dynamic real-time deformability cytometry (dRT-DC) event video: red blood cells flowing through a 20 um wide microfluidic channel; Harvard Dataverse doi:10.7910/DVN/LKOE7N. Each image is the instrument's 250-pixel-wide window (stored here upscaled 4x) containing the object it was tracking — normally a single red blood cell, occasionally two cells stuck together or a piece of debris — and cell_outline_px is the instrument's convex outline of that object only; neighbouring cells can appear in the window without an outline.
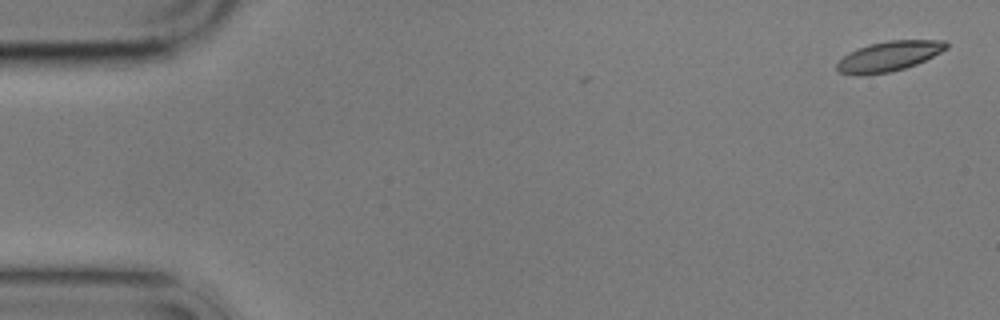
{"species": "common noctule bat (a hibernating species)", "species_latin": "Nyctalus noctula", "temperature_condition": "cold", "stored_images_in_passage": 5, "camera_frame_rate_fps": 3000, "um_per_image_px": 0.085, "animal": {"sex": "male", "body_mass_g": 17.9}, "frame": {"image": 1, "passage_image": 1, "time_ms": 0.0, "image_size_px": [1000, 320], "cell_outline_px": [[948, 48], [916, 64], [904, 68], [888, 72], [860, 76], [840, 72], [836, 68], [836, 64], [848, 52], [856, 48], [868, 44], [888, 40], [944, 40], [948, 44]], "centroid_in_image_um": [75.53, 4.77], "position_along_channel_um": 9.5, "area_um2": 19.07}}
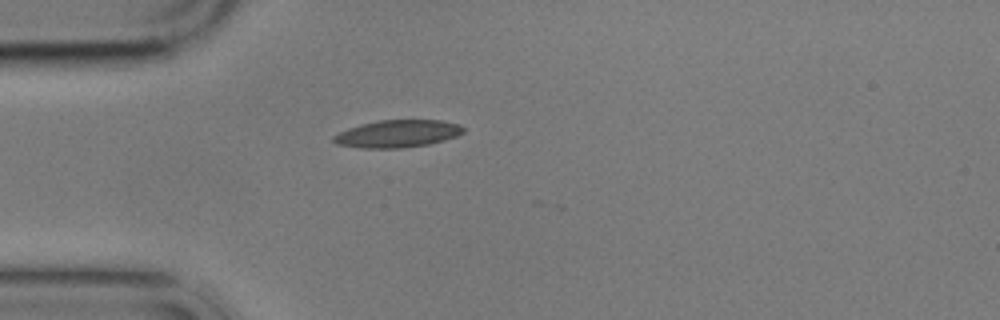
{"frame": {"image": 2, "passage_image": 5, "time_ms": 5.0, "image_size_px": [1000, 320], "cell_outline_px": [[464, 132], [456, 136], [444, 140], [428, 144], [400, 148], [360, 148], [336, 144], [332, 140], [332, 136], [348, 128], [360, 124], [380, 120], [440, 120], [460, 124], [464, 128]], "centroid_in_image_um": [33.77, 11.36], "position_along_channel_um": 51.2, "area_um2": 20.75}}